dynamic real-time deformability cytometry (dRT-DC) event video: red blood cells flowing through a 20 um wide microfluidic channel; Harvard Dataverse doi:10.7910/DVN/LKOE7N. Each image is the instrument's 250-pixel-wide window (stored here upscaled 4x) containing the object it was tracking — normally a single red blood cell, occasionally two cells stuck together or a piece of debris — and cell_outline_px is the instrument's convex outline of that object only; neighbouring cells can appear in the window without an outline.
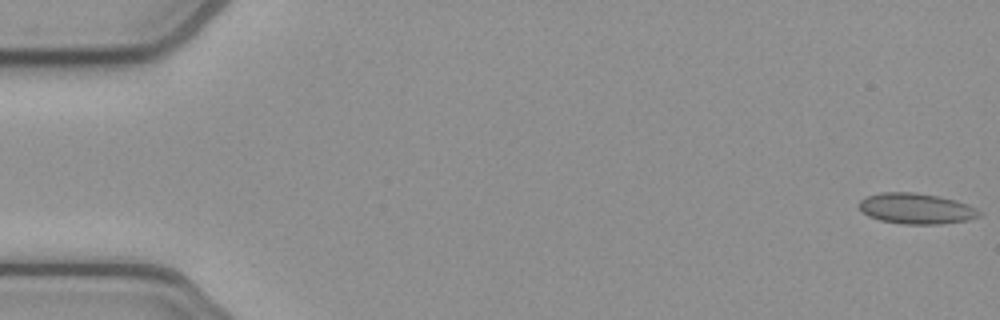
{"species": "common noctule bat (a hibernating species)", "species_latin": "Nyctalus noctula", "temperature_condition": "cold", "stored_images_in_passage": 48, "camera_frame_rate_fps": 3000, "um_per_image_px": 0.085, "animal": {"sex": "female", "body_mass_g": 21.9}, "frame": {"image": 1, "passage_image": 1, "time_ms": 0.0, "image_size_px": [1000, 320], "cell_outline_px": [[984, 212], [980, 216], [968, 220], [940, 224], [904, 224], [880, 220], [868, 216], [860, 212], [856, 204], [860, 200], [868, 196], [880, 192], [916, 192], [956, 200], [968, 204]], "centroid_in_image_um": [77.86, 17.73], "position_along_channel_um": 7.1, "area_um2": 21.79}}
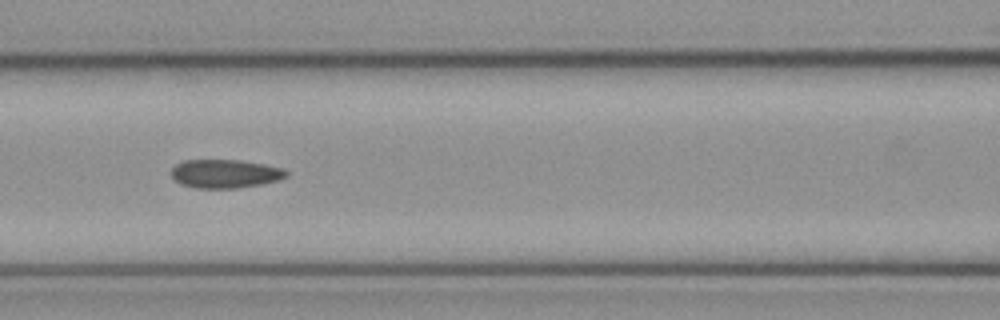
{"frame": {"image": 2, "passage_image": 23, "time_ms": 7.333, "image_size_px": [1000, 320], "cell_outline_px": [[288, 176], [280, 180], [260, 184], [236, 188], [196, 188], [180, 184], [172, 176], [172, 168], [176, 164], [184, 160], [240, 160], [264, 164], [284, 168], [288, 172]], "centroid_in_image_um": [19.16, 14.76], "position_along_channel_um": 147.4, "area_um2": 19.19}}
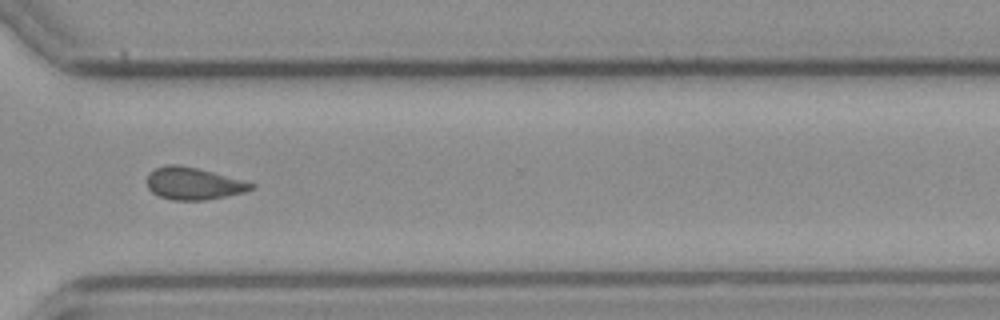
{"frame": {"image": 3, "passage_image": 39, "time_ms": 12.667, "image_size_px": [1000, 320], "cell_outline_px": [[256, 188], [244, 192], [204, 200], [172, 200], [160, 196], [152, 192], [148, 188], [148, 172], [156, 168], [168, 164], [176, 164], [196, 168], [244, 180], [256, 184]], "centroid_in_image_um": [16.46, 15.6], "position_along_channel_um": 354.1, "area_um2": 19.42}}